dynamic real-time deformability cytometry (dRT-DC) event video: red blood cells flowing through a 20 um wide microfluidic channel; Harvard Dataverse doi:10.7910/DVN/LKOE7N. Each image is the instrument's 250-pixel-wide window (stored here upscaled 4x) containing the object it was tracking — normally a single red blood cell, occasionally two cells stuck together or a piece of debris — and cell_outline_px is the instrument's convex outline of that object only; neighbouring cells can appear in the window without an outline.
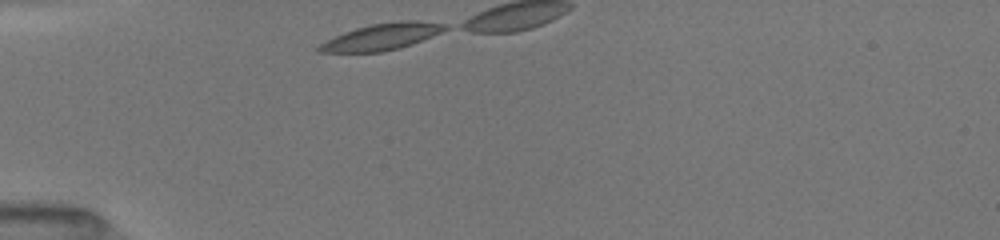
{"species": "common noctule bat (a hibernating species)", "species_latin": "Nyctalus noctula", "temperature_condition": "room temperature", "stored_images_in_passage": 8, "camera_frame_rate_fps": 3000, "um_per_image_px": 0.085, "animal": {"sex": "female", "body_mass_g": 19.5, "forearm_length_mm": 54.1}, "frame": {"image": 1, "passage_image": 1, "time_ms": 0.0, "image_size_px": [1000, 240], "cell_outline_px": [[448, 28], [432, 36], [412, 44], [380, 52], [316, 52], [316, 48], [320, 44], [344, 32], [356, 28], [372, 24], [400, 20], [416, 20], [448, 24]], "centroid_in_image_um": [32.47, 3.11], "position_along_channel_um": 52.5, "area_um2": 19.25}}
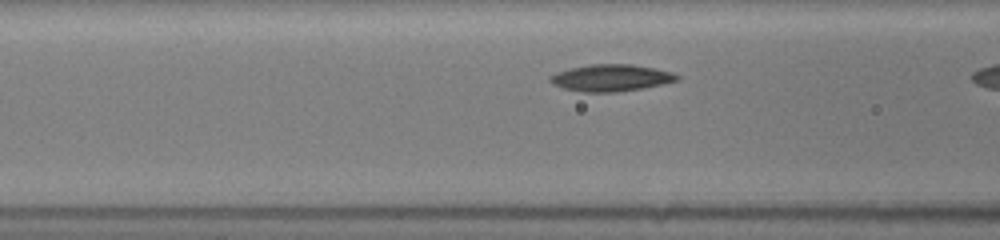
{"frame": {"image": 2, "passage_image": 7, "time_ms": 2.0, "image_size_px": [1000, 240], "cell_outline_px": [[680, 80], [640, 88], [616, 92], [584, 92], [564, 88], [552, 84], [548, 80], [548, 76], [556, 72], [572, 68], [592, 64], [632, 64], [672, 72], [680, 76]], "centroid_in_image_um": [51.9, 6.61], "position_along_channel_um": 114.7, "area_um2": 19.65}}